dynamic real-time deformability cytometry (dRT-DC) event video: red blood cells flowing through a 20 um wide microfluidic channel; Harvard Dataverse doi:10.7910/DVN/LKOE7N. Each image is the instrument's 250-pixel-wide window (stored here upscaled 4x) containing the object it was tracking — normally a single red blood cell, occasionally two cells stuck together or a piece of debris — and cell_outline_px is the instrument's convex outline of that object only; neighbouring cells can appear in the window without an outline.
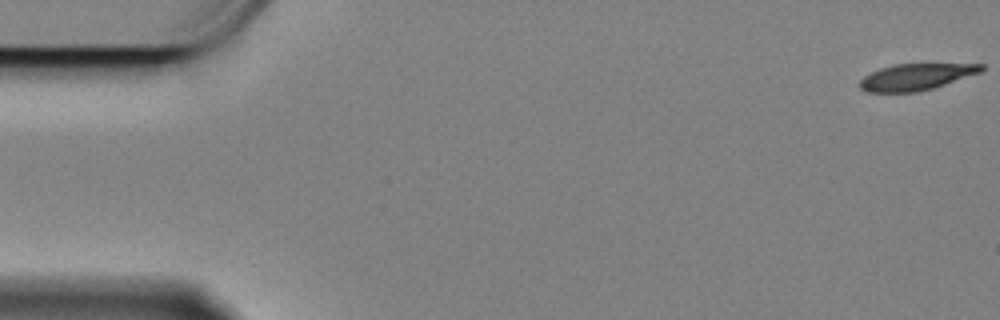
{"species": "Egyptian fruit bat (a non-hibernating species)", "species_latin": "Rousettus aegyptiacus", "temperature_condition": "cold", "stored_images_in_passage": 18, "camera_frame_rate_fps": 3000, "um_per_image_px": 0.085, "animal": {"sex": "female"}, "frame": {"image": 1, "passage_image": 1, "time_ms": 0.0, "image_size_px": [1000, 320], "cell_outline_px": [[984, 68], [980, 72], [932, 88], [916, 92], [868, 92], [860, 88], [856, 84], [864, 76], [880, 68], [892, 64], [984, 64]], "centroid_in_image_um": [77.8, 6.53], "position_along_channel_um": 7.2, "area_um2": 18.55}}
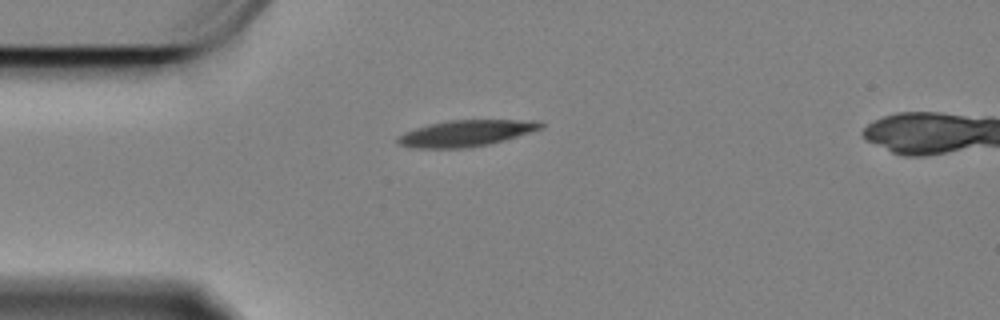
{"frame": {"image": 2, "passage_image": 15, "time_ms": 4.667, "image_size_px": [1000, 320], "cell_outline_px": [[544, 124], [540, 128], [504, 140], [488, 144], [468, 148], [408, 148], [400, 144], [396, 140], [396, 136], [404, 132], [428, 124], [448, 120], [540, 120]], "centroid_in_image_um": [39.54, 11.32], "position_along_channel_um": 45.5, "area_um2": 21.85}}